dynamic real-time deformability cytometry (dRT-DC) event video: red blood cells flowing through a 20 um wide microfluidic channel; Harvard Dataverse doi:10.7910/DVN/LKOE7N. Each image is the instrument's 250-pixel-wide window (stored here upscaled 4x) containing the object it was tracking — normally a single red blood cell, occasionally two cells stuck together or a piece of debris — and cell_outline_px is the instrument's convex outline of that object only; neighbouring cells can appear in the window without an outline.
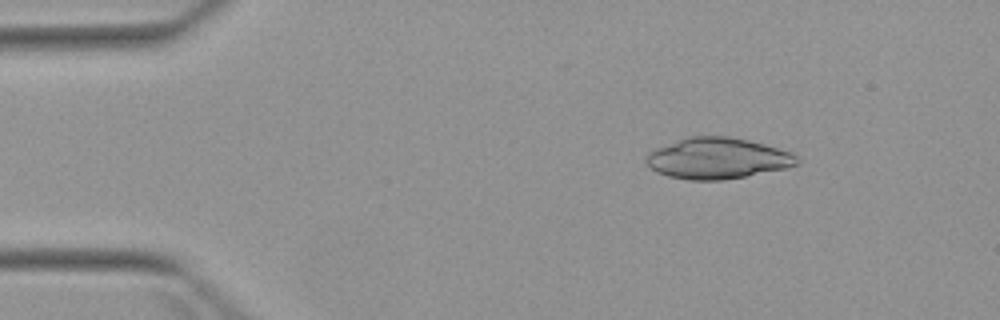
{"species": "Egyptian fruit bat (a non-hibernating species)", "species_latin": "Rousettus aegyptiacus", "temperature_condition": "warm", "stored_images_in_passage": 5, "camera_frame_rate_fps": 3000, "um_per_image_px": 0.085, "animal": {"sex": "female"}, "frame": {"image": 1, "passage_image": 2, "time_ms": 1.0, "image_size_px": [1000, 320], "cell_outline_px": [[800, 160], [796, 164], [788, 168], [744, 176], [720, 180], [688, 180], [668, 176], [656, 172], [644, 160], [648, 152], [656, 148], [688, 136], [728, 136], [748, 140], [764, 144], [792, 152]], "centroid_in_image_um": [60.98, 13.46], "position_along_channel_um": 24.0, "area_um2": 36.01}}